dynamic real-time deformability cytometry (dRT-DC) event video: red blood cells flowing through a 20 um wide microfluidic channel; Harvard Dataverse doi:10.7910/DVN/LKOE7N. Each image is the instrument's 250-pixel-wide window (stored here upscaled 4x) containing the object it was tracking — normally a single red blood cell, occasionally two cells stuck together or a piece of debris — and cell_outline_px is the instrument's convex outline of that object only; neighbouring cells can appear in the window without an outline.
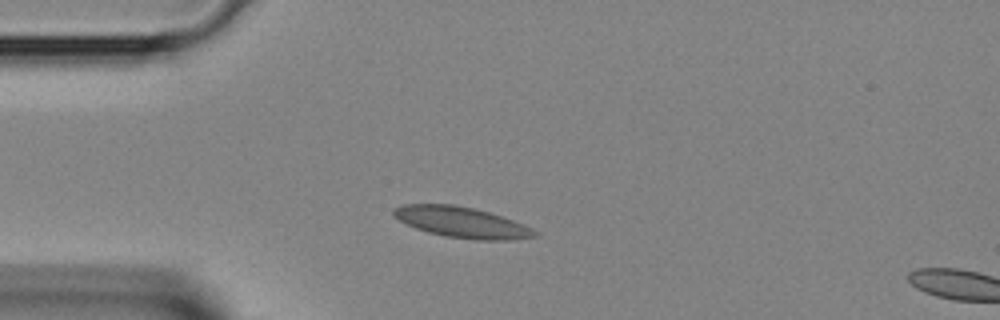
{"species": "Egyptian fruit bat (a non-hibernating species)", "species_latin": "Rousettus aegyptiacus", "temperature_condition": "room temperature", "stored_images_in_passage": 2, "camera_frame_rate_fps": 3000, "um_per_image_px": 0.085, "animal": {"sex": "female"}, "frame": {"image": 1, "passage_image": 1, "time_ms": 0.0, "image_size_px": [1000, 320], "cell_outline_px": [[540, 232], [536, 236], [516, 240], [476, 240], [444, 236], [428, 232], [416, 228], [392, 216], [392, 208], [400, 204], [452, 204], [472, 208], [488, 212], [524, 224]], "centroid_in_image_um": [39.24, 18.9], "position_along_channel_um": 45.8, "area_um2": 25.37}}